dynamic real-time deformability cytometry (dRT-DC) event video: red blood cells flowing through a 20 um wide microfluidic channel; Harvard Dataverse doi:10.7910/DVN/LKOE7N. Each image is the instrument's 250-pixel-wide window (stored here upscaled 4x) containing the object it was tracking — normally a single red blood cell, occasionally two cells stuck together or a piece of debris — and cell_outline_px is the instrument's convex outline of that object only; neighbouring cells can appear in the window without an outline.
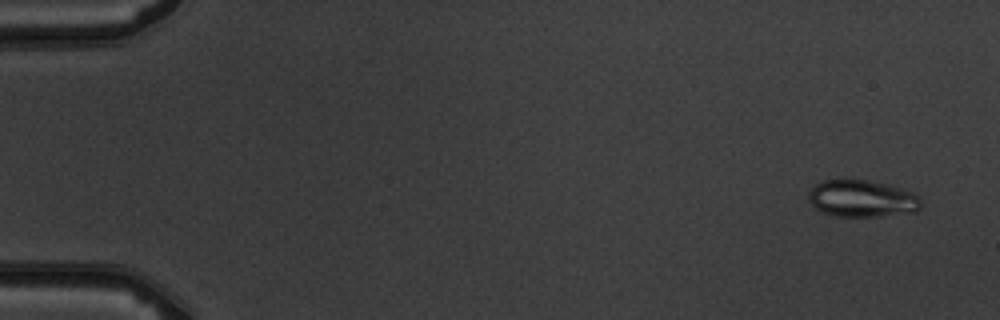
{"species": "common noctule bat (a hibernating species)", "species_latin": "Nyctalus noctula", "temperature_condition": "warm", "stored_images_in_passage": 5, "camera_frame_rate_fps": 3000, "um_per_image_px": 0.085, "animal": {"sex": "male", "body_mass_g": 19.5, "forearm_length_mm": 54.6}, "frame": {"image": 1, "passage_image": 1, "time_ms": 0.0, "image_size_px": [1000, 320], "cell_outline_px": [[920, 208], [916, 212], [880, 216], [836, 216], [824, 212], [816, 208], [808, 200], [808, 192], [816, 184], [824, 180], [864, 180], [884, 184], [912, 192], [920, 200]], "centroid_in_image_um": [73.25, 16.89], "position_along_channel_um": 11.8, "area_um2": 23.81}}